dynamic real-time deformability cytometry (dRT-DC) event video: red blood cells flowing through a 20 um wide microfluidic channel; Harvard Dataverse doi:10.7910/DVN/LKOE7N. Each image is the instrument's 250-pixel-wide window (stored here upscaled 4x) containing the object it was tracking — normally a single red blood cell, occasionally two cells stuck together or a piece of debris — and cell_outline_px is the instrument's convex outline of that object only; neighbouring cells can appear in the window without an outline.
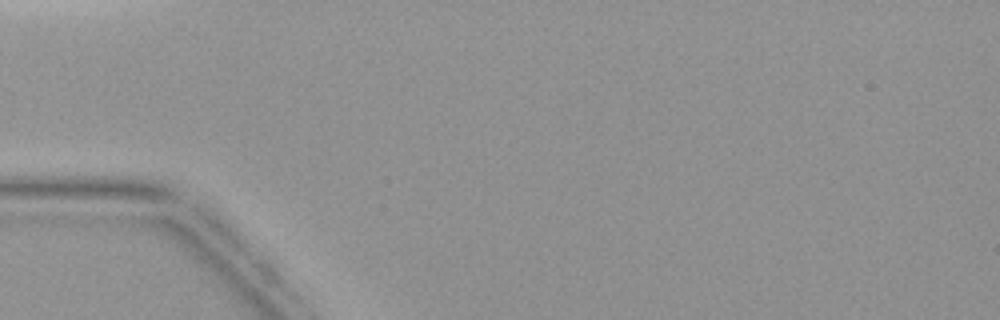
{"species": "common noctule bat (a hibernating species)", "species_latin": "Nyctalus noctula", "temperature_condition": "warm", "stored_images_in_passage": 1, "camera_frame_rate_fps": 3000, "um_per_image_px": 0.085, "animal": {"sex": "female", "body_mass_g": 19.9}, "frame": {"image": 1, "passage_image": 1, "time_ms": 0.0, "image_size_px": [1000, 320], "cell_outline_px": [[224, 264], [104, 220], [96, 216], [144, 216], [176, 220], [188, 228], [220, 256]], "centroid_in_image_um": [14.11, 19.83], "position_along_channel_um": 70.9, "area_um2": 14.22}}